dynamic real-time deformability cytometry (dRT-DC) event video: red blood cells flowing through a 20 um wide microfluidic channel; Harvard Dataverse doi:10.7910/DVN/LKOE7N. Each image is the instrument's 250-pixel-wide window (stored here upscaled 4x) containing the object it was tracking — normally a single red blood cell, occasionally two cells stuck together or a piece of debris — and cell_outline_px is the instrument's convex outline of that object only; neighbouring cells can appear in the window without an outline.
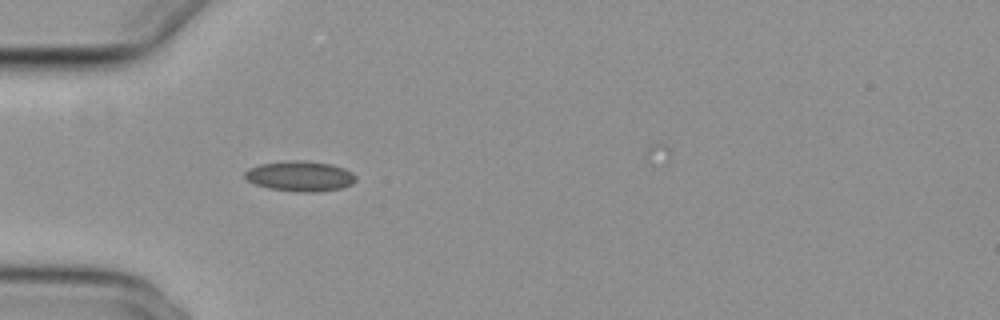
{"species": "common noctule bat (a hibernating species)", "species_latin": "Nyctalus noctula", "temperature_condition": "cold", "stored_images_in_passage": 38, "camera_frame_rate_fps": 3000, "um_per_image_px": 0.085, "animal": {"sex": "female", "body_mass_g": 29.2, "forearm_length_mm": 56.3}, "frame": {"image": 1, "passage_image": 1, "time_ms": 0.0, "image_size_px": [1000, 320], "cell_outline_px": [[356, 180], [352, 184], [340, 188], [316, 192], [304, 192], [268, 188], [256, 184], [248, 180], [244, 176], [244, 172], [248, 168], [260, 164], [292, 160], [304, 160], [332, 164], [344, 168], [352, 172], [356, 176]], "centroid_in_image_um": [25.52, 14.96], "position_along_channel_um": 59.5, "area_um2": 19.54}}
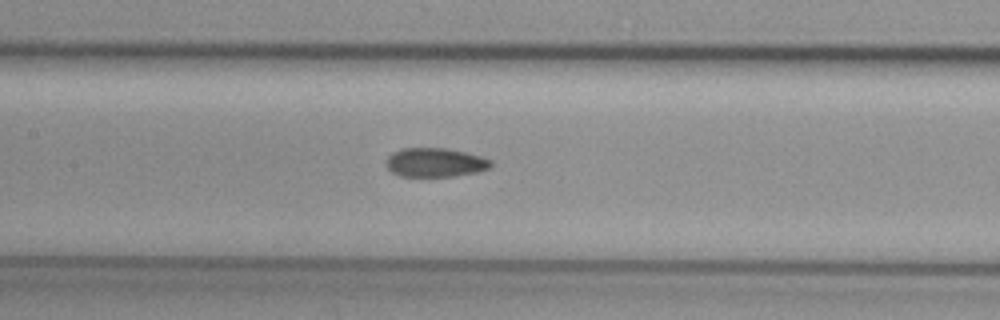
{"frame": {"image": 2, "passage_image": 10, "time_ms": 3.0, "image_size_px": [1000, 320], "cell_outline_px": [[492, 164], [488, 168], [476, 172], [452, 176], [400, 176], [392, 172], [384, 164], [388, 156], [392, 152], [404, 148], [448, 148], [480, 156], [492, 160]], "centroid_in_image_um": [36.95, 13.8], "position_along_channel_um": 170.4, "area_um2": 17.63}}
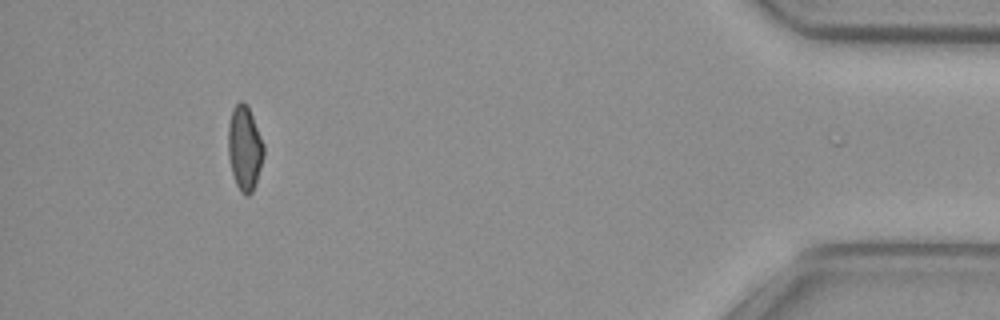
{"frame": {"image": 3, "passage_image": 34, "time_ms": 11.0, "image_size_px": [1000, 320], "cell_outline_px": [[264, 156], [256, 184], [252, 192], [248, 196], [244, 196], [240, 192], [236, 184], [232, 172], [228, 156], [228, 124], [232, 108], [240, 100], [248, 108], [252, 116], [264, 144]], "centroid_in_image_um": [20.79, 12.63], "position_along_channel_um": 414.4, "area_um2": 17.57}, "authors_computed_cell_mechanics": {"area_um2": 17.9758, "velocity_mm_per_s": 3.8534, "shape_relaxation_time_tau1_ms": null, "shape_relaxation_time_tau2_ms": 4.1663, "deformation_change_tau1": null, "deformation_change_tau2": 0.089}}